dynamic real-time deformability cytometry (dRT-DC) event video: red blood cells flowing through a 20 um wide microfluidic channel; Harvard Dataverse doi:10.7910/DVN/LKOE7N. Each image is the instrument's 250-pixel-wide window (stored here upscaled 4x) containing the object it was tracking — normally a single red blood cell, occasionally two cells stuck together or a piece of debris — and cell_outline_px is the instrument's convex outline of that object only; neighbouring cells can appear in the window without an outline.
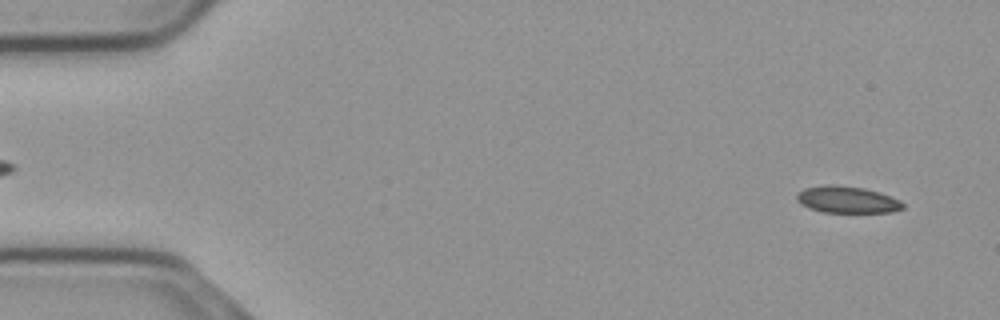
{"species": "common noctule bat (a hibernating species)", "species_latin": "Nyctalus noctula", "temperature_condition": "cold", "stored_images_in_passage": 14, "camera_frame_rate_fps": 3000, "um_per_image_px": 0.085, "animal": {"sex": "male", "body_mass_g": 23.1, "forearm_length_mm": 52.7}, "frame": {"image": 1, "passage_image": 3, "time_ms": 0.667, "image_size_px": [1000, 320], "cell_outline_px": [[904, 208], [892, 212], [824, 212], [812, 208], [796, 200], [796, 196], [804, 188], [824, 184], [832, 184], [864, 188], [880, 192], [900, 200], [904, 204]], "centroid_in_image_um": [72.04, 16.96], "position_along_channel_um": 13.0, "area_um2": 16.42}}